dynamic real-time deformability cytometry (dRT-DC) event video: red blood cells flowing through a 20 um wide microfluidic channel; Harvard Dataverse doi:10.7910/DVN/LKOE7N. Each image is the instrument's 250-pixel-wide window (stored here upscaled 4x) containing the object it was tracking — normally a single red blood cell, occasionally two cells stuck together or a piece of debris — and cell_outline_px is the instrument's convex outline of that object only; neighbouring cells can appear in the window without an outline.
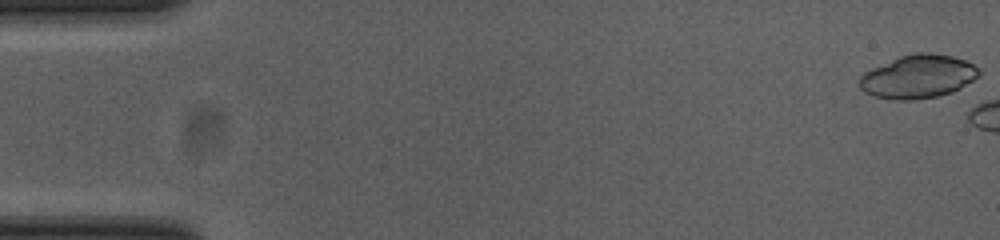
{"species": "common noctule bat (a hibernating species)", "species_latin": "Nyctalus noctula", "temperature_condition": "cold", "stored_images_in_passage": 5, "camera_frame_rate_fps": 3000, "um_per_image_px": 0.085, "animal": {"sex": "female", "body_mass_g": 23.0, "forearm_length_mm": 53.4}, "frame": {"image": 1, "passage_image": 1, "time_ms": 0.0, "image_size_px": [1000, 240], "cell_outline_px": [[980, 76], [952, 92], [936, 96], [912, 100], [896, 100], [876, 96], [864, 92], [860, 88], [860, 76], [864, 72], [872, 68], [900, 56], [916, 52], [928, 52], [952, 56], [964, 60], [980, 68]], "centroid_in_image_um": [78.04, 6.5], "position_along_channel_um": 7.0, "area_um2": 30.06}}